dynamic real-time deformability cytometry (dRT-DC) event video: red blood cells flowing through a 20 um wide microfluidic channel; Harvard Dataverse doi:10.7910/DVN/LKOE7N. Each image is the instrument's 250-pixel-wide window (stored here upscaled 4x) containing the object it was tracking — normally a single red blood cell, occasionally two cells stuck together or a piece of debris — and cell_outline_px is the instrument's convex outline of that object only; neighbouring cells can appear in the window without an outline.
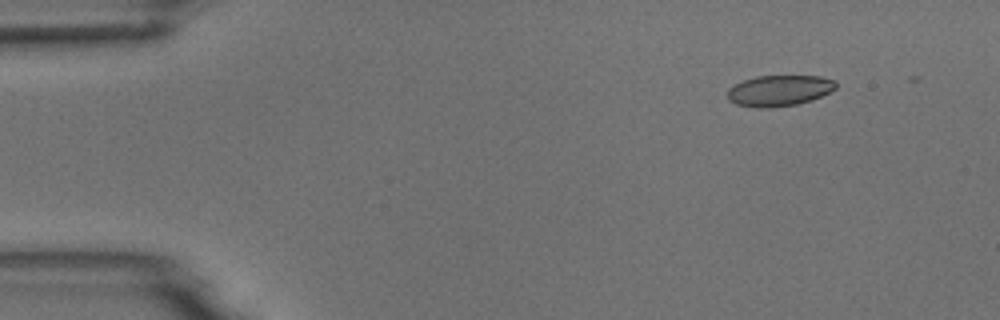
{"species": "common noctule bat (a hibernating species)", "species_latin": "Nyctalus noctula", "temperature_condition": "room temperature", "stored_images_in_passage": 4, "camera_frame_rate_fps": 3000, "um_per_image_px": 0.085, "animal": {"sex": "male", "body_mass_g": 18.8}, "frame": {"image": 1, "passage_image": 2, "time_ms": 1.333, "image_size_px": [1000, 320], "cell_outline_px": [[836, 88], [812, 100], [796, 104], [768, 108], [756, 108], [736, 104], [728, 100], [728, 88], [744, 80], [756, 76], [820, 76], [836, 80]], "centroid_in_image_um": [66.22, 7.7], "position_along_channel_um": 18.8, "area_um2": 19.48}}